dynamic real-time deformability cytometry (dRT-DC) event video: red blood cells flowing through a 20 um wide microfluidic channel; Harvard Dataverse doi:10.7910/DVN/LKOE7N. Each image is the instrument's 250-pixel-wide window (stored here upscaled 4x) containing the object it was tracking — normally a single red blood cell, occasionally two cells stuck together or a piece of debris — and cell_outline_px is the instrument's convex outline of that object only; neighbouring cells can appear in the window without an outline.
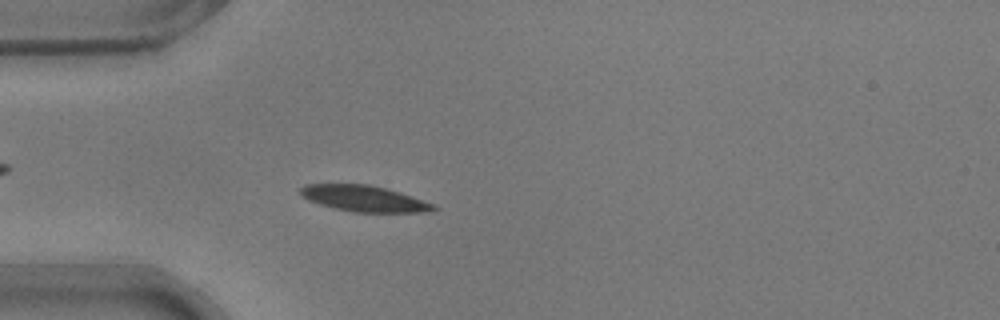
{"species": "common noctule bat (a hibernating species)", "species_latin": "Nyctalus noctula", "temperature_condition": "warm", "stored_images_in_passage": 53, "camera_frame_rate_fps": 3000, "um_per_image_px": 0.085, "animal": {"sex": "male", "body_mass_g": 17.9}, "frame": {"image": 1, "passage_image": 14, "time_ms": 4.333, "image_size_px": [1000, 320], "cell_outline_px": [[440, 208], [432, 212], [352, 212], [320, 204], [308, 200], [300, 196], [300, 188], [304, 184], [368, 184], [400, 192], [412, 196], [432, 204]], "centroid_in_image_um": [30.94, 16.88], "position_along_channel_um": 54.1, "area_um2": 20.17}}
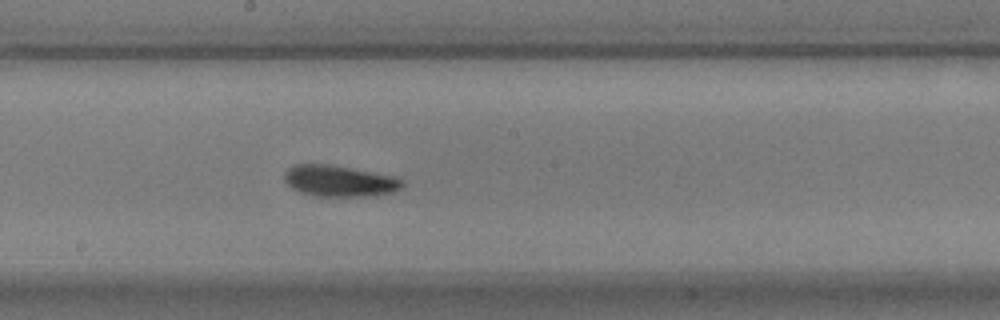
{"frame": {"image": 2, "passage_image": 28, "time_ms": 9.0, "image_size_px": [1000, 320], "cell_outline_px": [[404, 184], [400, 188], [392, 192], [364, 196], [316, 196], [300, 192], [292, 188], [284, 180], [284, 172], [288, 168], [296, 164], [328, 164], [392, 176], [404, 180]], "centroid_in_image_um": [28.8, 15.38], "position_along_channel_um": 219.4, "area_um2": 21.15}}
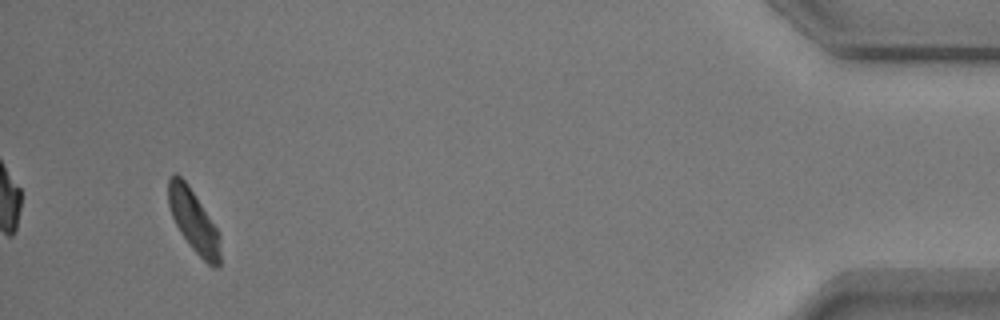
{"frame": {"image": 3, "passage_image": 50, "time_ms": 16.333, "image_size_px": [1000, 320], "cell_outline_px": [[220, 264], [216, 268], [212, 268], [188, 244], [180, 232], [172, 216], [168, 204], [168, 176], [172, 172], [176, 172], [188, 184], [216, 228], [220, 236]], "centroid_in_image_um": [16.44, 18.76], "position_along_channel_um": 418.8, "area_um2": 18.79}, "authors_computed_cell_mechanics": {"area_um2": 19.9988, "velocity_mm_per_s": 3.7028, "shape_relaxation_time_tau1_ms": 2.4535, "shape_relaxation_time_tau2_ms": 2.1682, "deformation_change_tau1": 0.1086, "deformation_change_tau2": 0.0896}}